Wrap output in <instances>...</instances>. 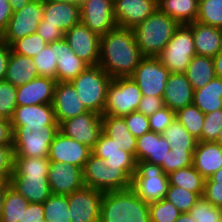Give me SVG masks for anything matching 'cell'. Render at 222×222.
<instances>
[{
	"label": "cell",
	"mask_w": 222,
	"mask_h": 222,
	"mask_svg": "<svg viewBox=\"0 0 222 222\" xmlns=\"http://www.w3.org/2000/svg\"><path fill=\"white\" fill-rule=\"evenodd\" d=\"M142 58L133 29L116 26L100 37L98 65L112 79L130 77Z\"/></svg>",
	"instance_id": "6da1fadb"
},
{
	"label": "cell",
	"mask_w": 222,
	"mask_h": 222,
	"mask_svg": "<svg viewBox=\"0 0 222 222\" xmlns=\"http://www.w3.org/2000/svg\"><path fill=\"white\" fill-rule=\"evenodd\" d=\"M99 222H150L149 203L131 188L104 192Z\"/></svg>",
	"instance_id": "7a4b0ae2"
},
{
	"label": "cell",
	"mask_w": 222,
	"mask_h": 222,
	"mask_svg": "<svg viewBox=\"0 0 222 222\" xmlns=\"http://www.w3.org/2000/svg\"><path fill=\"white\" fill-rule=\"evenodd\" d=\"M180 24L157 9L134 29L136 44L143 57H158Z\"/></svg>",
	"instance_id": "3957f363"
},
{
	"label": "cell",
	"mask_w": 222,
	"mask_h": 222,
	"mask_svg": "<svg viewBox=\"0 0 222 222\" xmlns=\"http://www.w3.org/2000/svg\"><path fill=\"white\" fill-rule=\"evenodd\" d=\"M15 156L48 157L59 125H11Z\"/></svg>",
	"instance_id": "277c9868"
},
{
	"label": "cell",
	"mask_w": 222,
	"mask_h": 222,
	"mask_svg": "<svg viewBox=\"0 0 222 222\" xmlns=\"http://www.w3.org/2000/svg\"><path fill=\"white\" fill-rule=\"evenodd\" d=\"M112 78L99 66H88L71 81L88 111L103 115L108 84Z\"/></svg>",
	"instance_id": "5b68a950"
},
{
	"label": "cell",
	"mask_w": 222,
	"mask_h": 222,
	"mask_svg": "<svg viewBox=\"0 0 222 222\" xmlns=\"http://www.w3.org/2000/svg\"><path fill=\"white\" fill-rule=\"evenodd\" d=\"M168 186V175L163 172L160 165L136 161V172L131 179V189L145 202L151 203L165 198Z\"/></svg>",
	"instance_id": "8992f818"
},
{
	"label": "cell",
	"mask_w": 222,
	"mask_h": 222,
	"mask_svg": "<svg viewBox=\"0 0 222 222\" xmlns=\"http://www.w3.org/2000/svg\"><path fill=\"white\" fill-rule=\"evenodd\" d=\"M142 93L131 77H118L108 84L103 115L125 116L137 111Z\"/></svg>",
	"instance_id": "52a82bcc"
},
{
	"label": "cell",
	"mask_w": 222,
	"mask_h": 222,
	"mask_svg": "<svg viewBox=\"0 0 222 222\" xmlns=\"http://www.w3.org/2000/svg\"><path fill=\"white\" fill-rule=\"evenodd\" d=\"M195 55L192 29L187 24H182L158 58L170 73H184Z\"/></svg>",
	"instance_id": "ba28073f"
},
{
	"label": "cell",
	"mask_w": 222,
	"mask_h": 222,
	"mask_svg": "<svg viewBox=\"0 0 222 222\" xmlns=\"http://www.w3.org/2000/svg\"><path fill=\"white\" fill-rule=\"evenodd\" d=\"M85 187L103 192L131 188V178L123 170H112L104 160L94 154L89 156L83 168Z\"/></svg>",
	"instance_id": "9c48e42d"
},
{
	"label": "cell",
	"mask_w": 222,
	"mask_h": 222,
	"mask_svg": "<svg viewBox=\"0 0 222 222\" xmlns=\"http://www.w3.org/2000/svg\"><path fill=\"white\" fill-rule=\"evenodd\" d=\"M170 71L158 57H143L130 76L142 95L163 97Z\"/></svg>",
	"instance_id": "30bf717a"
},
{
	"label": "cell",
	"mask_w": 222,
	"mask_h": 222,
	"mask_svg": "<svg viewBox=\"0 0 222 222\" xmlns=\"http://www.w3.org/2000/svg\"><path fill=\"white\" fill-rule=\"evenodd\" d=\"M43 19V0H32L24 8L13 12L2 41L11 45L14 41L37 32Z\"/></svg>",
	"instance_id": "8fae6325"
},
{
	"label": "cell",
	"mask_w": 222,
	"mask_h": 222,
	"mask_svg": "<svg viewBox=\"0 0 222 222\" xmlns=\"http://www.w3.org/2000/svg\"><path fill=\"white\" fill-rule=\"evenodd\" d=\"M65 136L93 149L102 133V115L88 111L59 125Z\"/></svg>",
	"instance_id": "7c38bea8"
},
{
	"label": "cell",
	"mask_w": 222,
	"mask_h": 222,
	"mask_svg": "<svg viewBox=\"0 0 222 222\" xmlns=\"http://www.w3.org/2000/svg\"><path fill=\"white\" fill-rule=\"evenodd\" d=\"M103 191L84 187L68 195L71 222H99Z\"/></svg>",
	"instance_id": "4fadbf2b"
},
{
	"label": "cell",
	"mask_w": 222,
	"mask_h": 222,
	"mask_svg": "<svg viewBox=\"0 0 222 222\" xmlns=\"http://www.w3.org/2000/svg\"><path fill=\"white\" fill-rule=\"evenodd\" d=\"M81 22L100 37L117 26L113 0H82Z\"/></svg>",
	"instance_id": "5bb4252c"
},
{
	"label": "cell",
	"mask_w": 222,
	"mask_h": 222,
	"mask_svg": "<svg viewBox=\"0 0 222 222\" xmlns=\"http://www.w3.org/2000/svg\"><path fill=\"white\" fill-rule=\"evenodd\" d=\"M64 39L78 58L89 66L98 65L100 59L99 35L80 22L64 34Z\"/></svg>",
	"instance_id": "9a60e30c"
},
{
	"label": "cell",
	"mask_w": 222,
	"mask_h": 222,
	"mask_svg": "<svg viewBox=\"0 0 222 222\" xmlns=\"http://www.w3.org/2000/svg\"><path fill=\"white\" fill-rule=\"evenodd\" d=\"M91 154V148L59 131L50 145L48 159L50 162L71 164L83 169Z\"/></svg>",
	"instance_id": "2e32d148"
},
{
	"label": "cell",
	"mask_w": 222,
	"mask_h": 222,
	"mask_svg": "<svg viewBox=\"0 0 222 222\" xmlns=\"http://www.w3.org/2000/svg\"><path fill=\"white\" fill-rule=\"evenodd\" d=\"M92 154L104 160L112 170H123L131 179L136 172L135 157L122 149L115 141L103 132L92 149Z\"/></svg>",
	"instance_id": "e0dca14e"
},
{
	"label": "cell",
	"mask_w": 222,
	"mask_h": 222,
	"mask_svg": "<svg viewBox=\"0 0 222 222\" xmlns=\"http://www.w3.org/2000/svg\"><path fill=\"white\" fill-rule=\"evenodd\" d=\"M47 179L54 195H70L85 187L83 169L71 164L50 162Z\"/></svg>",
	"instance_id": "ac0fdd59"
},
{
	"label": "cell",
	"mask_w": 222,
	"mask_h": 222,
	"mask_svg": "<svg viewBox=\"0 0 222 222\" xmlns=\"http://www.w3.org/2000/svg\"><path fill=\"white\" fill-rule=\"evenodd\" d=\"M117 26L134 29L158 9V0H113Z\"/></svg>",
	"instance_id": "d6986e66"
},
{
	"label": "cell",
	"mask_w": 222,
	"mask_h": 222,
	"mask_svg": "<svg viewBox=\"0 0 222 222\" xmlns=\"http://www.w3.org/2000/svg\"><path fill=\"white\" fill-rule=\"evenodd\" d=\"M52 106L59 125L88 112L71 82H56Z\"/></svg>",
	"instance_id": "ffe728a7"
},
{
	"label": "cell",
	"mask_w": 222,
	"mask_h": 222,
	"mask_svg": "<svg viewBox=\"0 0 222 222\" xmlns=\"http://www.w3.org/2000/svg\"><path fill=\"white\" fill-rule=\"evenodd\" d=\"M56 79L39 76L16 87L17 106L52 104Z\"/></svg>",
	"instance_id": "44dd1931"
},
{
	"label": "cell",
	"mask_w": 222,
	"mask_h": 222,
	"mask_svg": "<svg viewBox=\"0 0 222 222\" xmlns=\"http://www.w3.org/2000/svg\"><path fill=\"white\" fill-rule=\"evenodd\" d=\"M9 185L30 203H43L52 194L47 175H12Z\"/></svg>",
	"instance_id": "7402d4cb"
},
{
	"label": "cell",
	"mask_w": 222,
	"mask_h": 222,
	"mask_svg": "<svg viewBox=\"0 0 222 222\" xmlns=\"http://www.w3.org/2000/svg\"><path fill=\"white\" fill-rule=\"evenodd\" d=\"M193 88L184 73H170L163 94L164 105L173 111L193 104Z\"/></svg>",
	"instance_id": "603a6c76"
},
{
	"label": "cell",
	"mask_w": 222,
	"mask_h": 222,
	"mask_svg": "<svg viewBox=\"0 0 222 222\" xmlns=\"http://www.w3.org/2000/svg\"><path fill=\"white\" fill-rule=\"evenodd\" d=\"M45 24L57 26L64 33L81 22L80 6L64 2L43 1Z\"/></svg>",
	"instance_id": "cb8c5ba5"
},
{
	"label": "cell",
	"mask_w": 222,
	"mask_h": 222,
	"mask_svg": "<svg viewBox=\"0 0 222 222\" xmlns=\"http://www.w3.org/2000/svg\"><path fill=\"white\" fill-rule=\"evenodd\" d=\"M56 82H71L89 65L78 58L65 39L56 41Z\"/></svg>",
	"instance_id": "d4e9b609"
},
{
	"label": "cell",
	"mask_w": 222,
	"mask_h": 222,
	"mask_svg": "<svg viewBox=\"0 0 222 222\" xmlns=\"http://www.w3.org/2000/svg\"><path fill=\"white\" fill-rule=\"evenodd\" d=\"M192 29L196 55L213 58L222 49V29L198 21L187 24Z\"/></svg>",
	"instance_id": "484cf974"
},
{
	"label": "cell",
	"mask_w": 222,
	"mask_h": 222,
	"mask_svg": "<svg viewBox=\"0 0 222 222\" xmlns=\"http://www.w3.org/2000/svg\"><path fill=\"white\" fill-rule=\"evenodd\" d=\"M169 150L170 144L162 134L150 131L137 138L136 161L161 165Z\"/></svg>",
	"instance_id": "4316f807"
},
{
	"label": "cell",
	"mask_w": 222,
	"mask_h": 222,
	"mask_svg": "<svg viewBox=\"0 0 222 222\" xmlns=\"http://www.w3.org/2000/svg\"><path fill=\"white\" fill-rule=\"evenodd\" d=\"M193 166L205 179H208L222 168V146L215 141H198L193 153Z\"/></svg>",
	"instance_id": "83f0119b"
},
{
	"label": "cell",
	"mask_w": 222,
	"mask_h": 222,
	"mask_svg": "<svg viewBox=\"0 0 222 222\" xmlns=\"http://www.w3.org/2000/svg\"><path fill=\"white\" fill-rule=\"evenodd\" d=\"M10 123L11 125H59L52 104L17 106Z\"/></svg>",
	"instance_id": "f1b7e54d"
},
{
	"label": "cell",
	"mask_w": 222,
	"mask_h": 222,
	"mask_svg": "<svg viewBox=\"0 0 222 222\" xmlns=\"http://www.w3.org/2000/svg\"><path fill=\"white\" fill-rule=\"evenodd\" d=\"M102 132L136 159L137 138L129 131L124 117L102 115Z\"/></svg>",
	"instance_id": "f546056e"
},
{
	"label": "cell",
	"mask_w": 222,
	"mask_h": 222,
	"mask_svg": "<svg viewBox=\"0 0 222 222\" xmlns=\"http://www.w3.org/2000/svg\"><path fill=\"white\" fill-rule=\"evenodd\" d=\"M37 77H39L38 70L32 58L11 51L4 80L18 87Z\"/></svg>",
	"instance_id": "4dcf8cb0"
},
{
	"label": "cell",
	"mask_w": 222,
	"mask_h": 222,
	"mask_svg": "<svg viewBox=\"0 0 222 222\" xmlns=\"http://www.w3.org/2000/svg\"><path fill=\"white\" fill-rule=\"evenodd\" d=\"M158 9L180 25L196 21L199 0H158Z\"/></svg>",
	"instance_id": "1f68e13d"
},
{
	"label": "cell",
	"mask_w": 222,
	"mask_h": 222,
	"mask_svg": "<svg viewBox=\"0 0 222 222\" xmlns=\"http://www.w3.org/2000/svg\"><path fill=\"white\" fill-rule=\"evenodd\" d=\"M184 74L192 85L193 90L203 88L216 77L213 58L195 55Z\"/></svg>",
	"instance_id": "d6a6232c"
},
{
	"label": "cell",
	"mask_w": 222,
	"mask_h": 222,
	"mask_svg": "<svg viewBox=\"0 0 222 222\" xmlns=\"http://www.w3.org/2000/svg\"><path fill=\"white\" fill-rule=\"evenodd\" d=\"M193 104L204 114L222 109V79L215 77L203 88L194 90Z\"/></svg>",
	"instance_id": "836d02e7"
},
{
	"label": "cell",
	"mask_w": 222,
	"mask_h": 222,
	"mask_svg": "<svg viewBox=\"0 0 222 222\" xmlns=\"http://www.w3.org/2000/svg\"><path fill=\"white\" fill-rule=\"evenodd\" d=\"M29 202L8 185L5 189L0 222H24V209Z\"/></svg>",
	"instance_id": "e575fe53"
},
{
	"label": "cell",
	"mask_w": 222,
	"mask_h": 222,
	"mask_svg": "<svg viewBox=\"0 0 222 222\" xmlns=\"http://www.w3.org/2000/svg\"><path fill=\"white\" fill-rule=\"evenodd\" d=\"M168 178L169 185L182 187L190 192H195L200 197L204 194L205 178L193 165L171 172Z\"/></svg>",
	"instance_id": "d590c367"
},
{
	"label": "cell",
	"mask_w": 222,
	"mask_h": 222,
	"mask_svg": "<svg viewBox=\"0 0 222 222\" xmlns=\"http://www.w3.org/2000/svg\"><path fill=\"white\" fill-rule=\"evenodd\" d=\"M171 150H195L198 140L175 118L162 133Z\"/></svg>",
	"instance_id": "8d00e7d4"
},
{
	"label": "cell",
	"mask_w": 222,
	"mask_h": 222,
	"mask_svg": "<svg viewBox=\"0 0 222 222\" xmlns=\"http://www.w3.org/2000/svg\"><path fill=\"white\" fill-rule=\"evenodd\" d=\"M175 118L194 138L201 139L205 114L197 106L192 104L177 110Z\"/></svg>",
	"instance_id": "74e56055"
},
{
	"label": "cell",
	"mask_w": 222,
	"mask_h": 222,
	"mask_svg": "<svg viewBox=\"0 0 222 222\" xmlns=\"http://www.w3.org/2000/svg\"><path fill=\"white\" fill-rule=\"evenodd\" d=\"M45 220L49 222H71L68 195L51 194L44 202Z\"/></svg>",
	"instance_id": "f35d334b"
},
{
	"label": "cell",
	"mask_w": 222,
	"mask_h": 222,
	"mask_svg": "<svg viewBox=\"0 0 222 222\" xmlns=\"http://www.w3.org/2000/svg\"><path fill=\"white\" fill-rule=\"evenodd\" d=\"M50 160L48 157L14 156V172L12 175H47Z\"/></svg>",
	"instance_id": "ab89813d"
},
{
	"label": "cell",
	"mask_w": 222,
	"mask_h": 222,
	"mask_svg": "<svg viewBox=\"0 0 222 222\" xmlns=\"http://www.w3.org/2000/svg\"><path fill=\"white\" fill-rule=\"evenodd\" d=\"M56 42L47 44L36 56L32 58L39 76L56 79L57 60Z\"/></svg>",
	"instance_id": "60d3db41"
},
{
	"label": "cell",
	"mask_w": 222,
	"mask_h": 222,
	"mask_svg": "<svg viewBox=\"0 0 222 222\" xmlns=\"http://www.w3.org/2000/svg\"><path fill=\"white\" fill-rule=\"evenodd\" d=\"M196 21L222 28V0H199V12Z\"/></svg>",
	"instance_id": "b9f144b4"
},
{
	"label": "cell",
	"mask_w": 222,
	"mask_h": 222,
	"mask_svg": "<svg viewBox=\"0 0 222 222\" xmlns=\"http://www.w3.org/2000/svg\"><path fill=\"white\" fill-rule=\"evenodd\" d=\"M200 196L182 187L169 185L165 199L171 202L181 213H188Z\"/></svg>",
	"instance_id": "7bdbcfd3"
},
{
	"label": "cell",
	"mask_w": 222,
	"mask_h": 222,
	"mask_svg": "<svg viewBox=\"0 0 222 222\" xmlns=\"http://www.w3.org/2000/svg\"><path fill=\"white\" fill-rule=\"evenodd\" d=\"M195 222H222V208L212 205L201 196L188 212Z\"/></svg>",
	"instance_id": "ee69618b"
},
{
	"label": "cell",
	"mask_w": 222,
	"mask_h": 222,
	"mask_svg": "<svg viewBox=\"0 0 222 222\" xmlns=\"http://www.w3.org/2000/svg\"><path fill=\"white\" fill-rule=\"evenodd\" d=\"M48 43L36 32L14 41L10 46L15 54L33 58Z\"/></svg>",
	"instance_id": "f6af8a7d"
},
{
	"label": "cell",
	"mask_w": 222,
	"mask_h": 222,
	"mask_svg": "<svg viewBox=\"0 0 222 222\" xmlns=\"http://www.w3.org/2000/svg\"><path fill=\"white\" fill-rule=\"evenodd\" d=\"M180 214L177 207L165 198L149 203L150 222H175Z\"/></svg>",
	"instance_id": "bcb514c9"
},
{
	"label": "cell",
	"mask_w": 222,
	"mask_h": 222,
	"mask_svg": "<svg viewBox=\"0 0 222 222\" xmlns=\"http://www.w3.org/2000/svg\"><path fill=\"white\" fill-rule=\"evenodd\" d=\"M195 150H169L165 161L160 165L163 172L169 175L171 172L193 165V153Z\"/></svg>",
	"instance_id": "7dc6e473"
},
{
	"label": "cell",
	"mask_w": 222,
	"mask_h": 222,
	"mask_svg": "<svg viewBox=\"0 0 222 222\" xmlns=\"http://www.w3.org/2000/svg\"><path fill=\"white\" fill-rule=\"evenodd\" d=\"M17 90L6 80L0 81V117L10 120L15 108Z\"/></svg>",
	"instance_id": "c3c4849f"
},
{
	"label": "cell",
	"mask_w": 222,
	"mask_h": 222,
	"mask_svg": "<svg viewBox=\"0 0 222 222\" xmlns=\"http://www.w3.org/2000/svg\"><path fill=\"white\" fill-rule=\"evenodd\" d=\"M222 128V109L205 114L203 131L199 142L216 141Z\"/></svg>",
	"instance_id": "681fc988"
},
{
	"label": "cell",
	"mask_w": 222,
	"mask_h": 222,
	"mask_svg": "<svg viewBox=\"0 0 222 222\" xmlns=\"http://www.w3.org/2000/svg\"><path fill=\"white\" fill-rule=\"evenodd\" d=\"M150 131L162 134L166 128L175 119V111L169 107L164 106L154 114L148 116Z\"/></svg>",
	"instance_id": "f907efd6"
},
{
	"label": "cell",
	"mask_w": 222,
	"mask_h": 222,
	"mask_svg": "<svg viewBox=\"0 0 222 222\" xmlns=\"http://www.w3.org/2000/svg\"><path fill=\"white\" fill-rule=\"evenodd\" d=\"M129 131L136 137H141L143 134L150 132V124L148 116L134 111L123 116Z\"/></svg>",
	"instance_id": "816d5d0a"
},
{
	"label": "cell",
	"mask_w": 222,
	"mask_h": 222,
	"mask_svg": "<svg viewBox=\"0 0 222 222\" xmlns=\"http://www.w3.org/2000/svg\"><path fill=\"white\" fill-rule=\"evenodd\" d=\"M13 146H0V182H9L14 172Z\"/></svg>",
	"instance_id": "f5cc1de1"
},
{
	"label": "cell",
	"mask_w": 222,
	"mask_h": 222,
	"mask_svg": "<svg viewBox=\"0 0 222 222\" xmlns=\"http://www.w3.org/2000/svg\"><path fill=\"white\" fill-rule=\"evenodd\" d=\"M164 106L165 105L162 97L153 96V95L149 96L142 95L137 111L146 116H149L154 114L156 111H158Z\"/></svg>",
	"instance_id": "db71d44e"
},
{
	"label": "cell",
	"mask_w": 222,
	"mask_h": 222,
	"mask_svg": "<svg viewBox=\"0 0 222 222\" xmlns=\"http://www.w3.org/2000/svg\"><path fill=\"white\" fill-rule=\"evenodd\" d=\"M37 33L48 43L60 41L64 39V32L57 26H52L51 24H45V20L39 23L37 28Z\"/></svg>",
	"instance_id": "11a10c76"
},
{
	"label": "cell",
	"mask_w": 222,
	"mask_h": 222,
	"mask_svg": "<svg viewBox=\"0 0 222 222\" xmlns=\"http://www.w3.org/2000/svg\"><path fill=\"white\" fill-rule=\"evenodd\" d=\"M203 196L212 205L222 208V183H205Z\"/></svg>",
	"instance_id": "9f6ffc18"
},
{
	"label": "cell",
	"mask_w": 222,
	"mask_h": 222,
	"mask_svg": "<svg viewBox=\"0 0 222 222\" xmlns=\"http://www.w3.org/2000/svg\"><path fill=\"white\" fill-rule=\"evenodd\" d=\"M45 220L43 203H30L24 209V222H42Z\"/></svg>",
	"instance_id": "6f0895ef"
},
{
	"label": "cell",
	"mask_w": 222,
	"mask_h": 222,
	"mask_svg": "<svg viewBox=\"0 0 222 222\" xmlns=\"http://www.w3.org/2000/svg\"><path fill=\"white\" fill-rule=\"evenodd\" d=\"M11 51L10 45L3 41L0 42V81L5 79Z\"/></svg>",
	"instance_id": "680465c9"
},
{
	"label": "cell",
	"mask_w": 222,
	"mask_h": 222,
	"mask_svg": "<svg viewBox=\"0 0 222 222\" xmlns=\"http://www.w3.org/2000/svg\"><path fill=\"white\" fill-rule=\"evenodd\" d=\"M12 134L10 120L0 118V146H13Z\"/></svg>",
	"instance_id": "91938a15"
},
{
	"label": "cell",
	"mask_w": 222,
	"mask_h": 222,
	"mask_svg": "<svg viewBox=\"0 0 222 222\" xmlns=\"http://www.w3.org/2000/svg\"><path fill=\"white\" fill-rule=\"evenodd\" d=\"M9 0H0V33L2 34L8 25V22L13 14Z\"/></svg>",
	"instance_id": "94428289"
},
{
	"label": "cell",
	"mask_w": 222,
	"mask_h": 222,
	"mask_svg": "<svg viewBox=\"0 0 222 222\" xmlns=\"http://www.w3.org/2000/svg\"><path fill=\"white\" fill-rule=\"evenodd\" d=\"M216 77L222 79V49L213 57Z\"/></svg>",
	"instance_id": "6125c7cd"
},
{
	"label": "cell",
	"mask_w": 222,
	"mask_h": 222,
	"mask_svg": "<svg viewBox=\"0 0 222 222\" xmlns=\"http://www.w3.org/2000/svg\"><path fill=\"white\" fill-rule=\"evenodd\" d=\"M32 0H9V4L11 5L12 11L16 12L24 8L29 2Z\"/></svg>",
	"instance_id": "be15d7a7"
},
{
	"label": "cell",
	"mask_w": 222,
	"mask_h": 222,
	"mask_svg": "<svg viewBox=\"0 0 222 222\" xmlns=\"http://www.w3.org/2000/svg\"><path fill=\"white\" fill-rule=\"evenodd\" d=\"M205 183H222V168L216 171L208 179H205Z\"/></svg>",
	"instance_id": "e7e4bbea"
},
{
	"label": "cell",
	"mask_w": 222,
	"mask_h": 222,
	"mask_svg": "<svg viewBox=\"0 0 222 222\" xmlns=\"http://www.w3.org/2000/svg\"><path fill=\"white\" fill-rule=\"evenodd\" d=\"M8 185H9V182H0V219H1V215H2L4 193H5V189Z\"/></svg>",
	"instance_id": "03108f58"
},
{
	"label": "cell",
	"mask_w": 222,
	"mask_h": 222,
	"mask_svg": "<svg viewBox=\"0 0 222 222\" xmlns=\"http://www.w3.org/2000/svg\"><path fill=\"white\" fill-rule=\"evenodd\" d=\"M175 222H195L189 213H181Z\"/></svg>",
	"instance_id": "003e7915"
},
{
	"label": "cell",
	"mask_w": 222,
	"mask_h": 222,
	"mask_svg": "<svg viewBox=\"0 0 222 222\" xmlns=\"http://www.w3.org/2000/svg\"><path fill=\"white\" fill-rule=\"evenodd\" d=\"M46 2H64V3H70L76 6H81L82 0H43Z\"/></svg>",
	"instance_id": "a7ac6f4b"
},
{
	"label": "cell",
	"mask_w": 222,
	"mask_h": 222,
	"mask_svg": "<svg viewBox=\"0 0 222 222\" xmlns=\"http://www.w3.org/2000/svg\"><path fill=\"white\" fill-rule=\"evenodd\" d=\"M216 143H219L221 146H222V128L218 134V138L217 140L215 141Z\"/></svg>",
	"instance_id": "89a4df30"
},
{
	"label": "cell",
	"mask_w": 222,
	"mask_h": 222,
	"mask_svg": "<svg viewBox=\"0 0 222 222\" xmlns=\"http://www.w3.org/2000/svg\"><path fill=\"white\" fill-rule=\"evenodd\" d=\"M2 41V34L0 33V42Z\"/></svg>",
	"instance_id": "2644e50d"
}]
</instances>
